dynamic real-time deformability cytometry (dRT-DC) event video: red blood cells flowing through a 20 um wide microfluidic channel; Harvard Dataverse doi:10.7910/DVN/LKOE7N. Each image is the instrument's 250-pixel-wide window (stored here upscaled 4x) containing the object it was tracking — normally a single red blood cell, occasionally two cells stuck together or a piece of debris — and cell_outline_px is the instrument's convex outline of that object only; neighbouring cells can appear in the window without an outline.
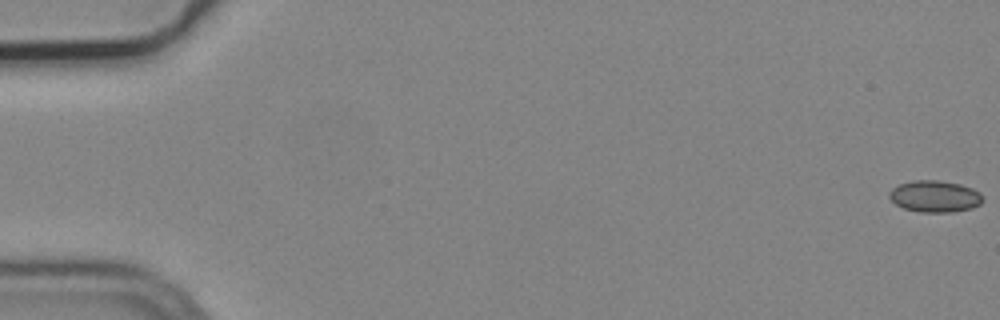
{"species": "common noctule bat (a hibernating species)", "species_latin": "Nyctalus noctula", "temperature_condition": "cold", "stored_images_in_passage": 6, "camera_frame_rate_fps": 3000, "um_per_image_px": 0.085, "animal": {"sex": "male", "body_mass_g": 19.2, "forearm_length_mm": 51.8}, "frame": {"image": 1, "passage_image": 1, "time_ms": 0.0, "image_size_px": [1000, 320], "cell_outline_px": [[984, 200], [980, 204], [972, 208], [952, 212], [920, 212], [904, 208], [896, 204], [888, 196], [888, 192], [892, 188], [900, 184], [912, 180], [940, 180], [960, 184], [972, 188], [980, 192]], "centroid_in_image_um": [79.47, 16.68], "position_along_channel_um": 5.5, "area_um2": 17.34}}
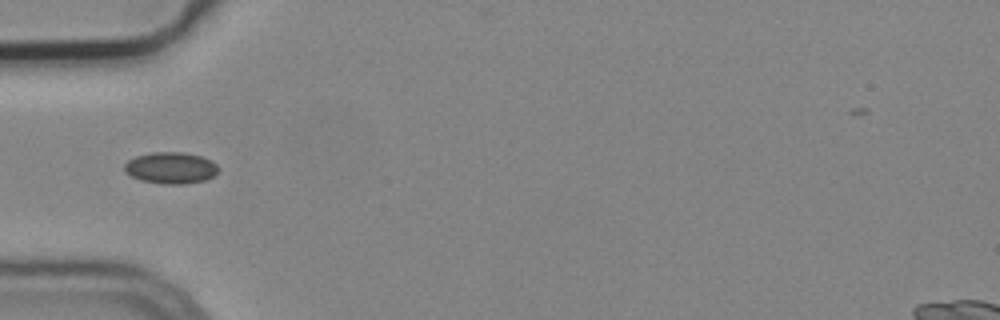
{"frame": {"image": 2, "passage_image": 4, "time_ms": 1.0, "image_size_px": [1000, 320], "cell_outline_px": [[220, 168], [212, 176], [204, 180], [184, 184], [164, 184], [140, 180], [124, 172], [124, 164], [128, 160], [136, 156], [152, 152], [184, 152], [200, 156], [212, 160]], "centroid_in_image_um": [14.5, 14.26], "position_along_channel_um": 70.5, "area_um2": 17.28}}
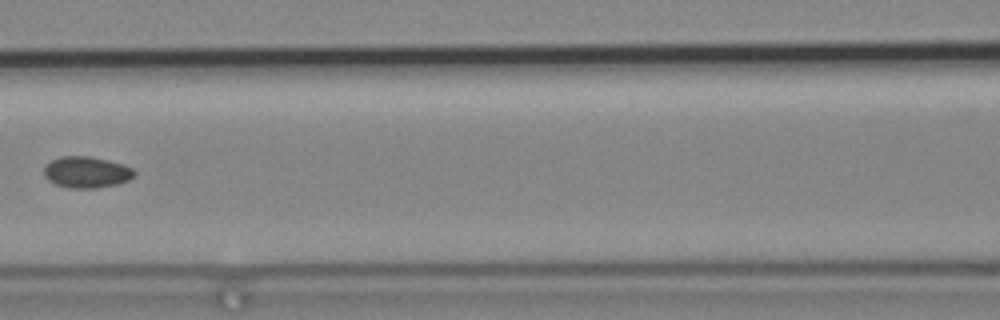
{"frame": {"image": 3, "passage_image": 6, "time_ms": 1.667, "image_size_px": [1000, 320], "cell_outline_px": [[136, 176], [128, 180], [116, 184], [96, 188], [68, 188], [56, 184], [48, 180], [44, 176], [44, 168], [52, 160], [60, 156], [88, 156], [108, 160], [124, 164], [132, 168], [136, 172]], "centroid_in_image_um": [7.37, 14.63], "position_along_channel_um": 159.2, "area_um2": 16.53}}